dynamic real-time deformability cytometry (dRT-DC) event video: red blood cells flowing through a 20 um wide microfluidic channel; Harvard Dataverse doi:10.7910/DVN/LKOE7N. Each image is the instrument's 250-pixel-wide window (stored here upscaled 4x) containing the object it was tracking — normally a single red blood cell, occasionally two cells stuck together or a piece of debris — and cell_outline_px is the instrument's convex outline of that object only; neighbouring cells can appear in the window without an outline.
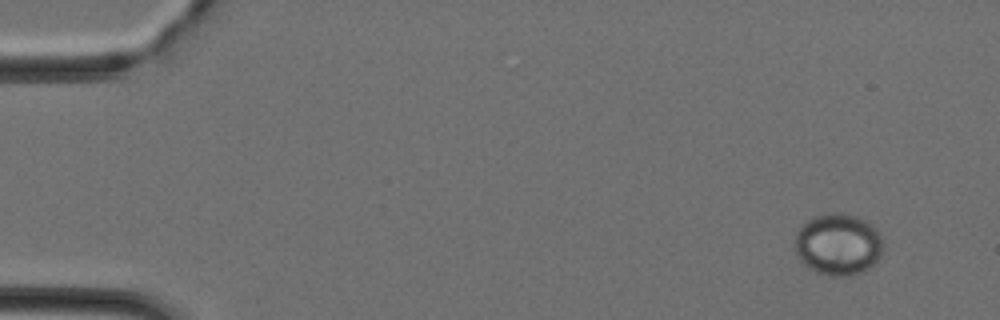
{"species": "Egyptian fruit bat (a non-hibernating species)", "species_latin": "Rousettus aegyptiacus", "temperature_condition": "cold", "stored_images_in_passage": 44, "camera_frame_rate_fps": 3000, "um_per_image_px": 0.085, "animal": {"sex": "female"}, "frame": {"image": 1, "passage_image": 1, "time_ms": 0.0, "image_size_px": [1000, 320], "cell_outline_px": [[884, 248], [880, 256], [864, 272], [848, 276], [828, 276], [816, 272], [804, 264], [800, 260], [792, 244], [796, 232], [812, 216], [828, 212], [840, 212], [860, 216], [868, 220], [880, 232], [884, 244]], "centroid_in_image_um": [71.25, 20.74], "position_along_channel_um": 13.7, "area_um2": 32.6}}
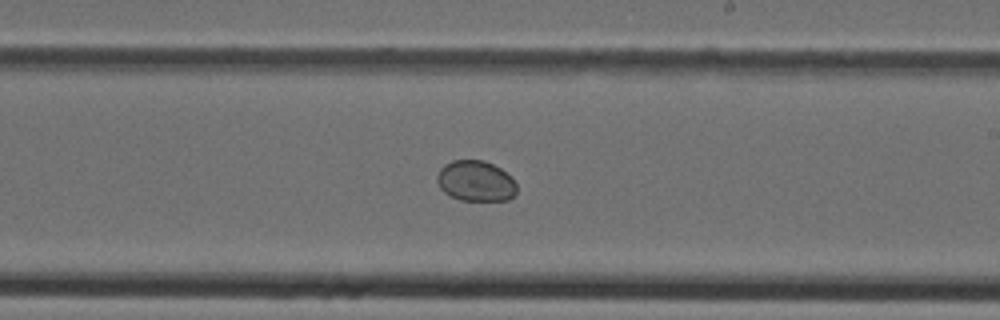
{"frame": {"image": 2, "passage_image": 25, "time_ms": 8.0, "image_size_px": [1000, 320], "cell_outline_px": [[516, 192], [508, 200], [460, 200], [444, 192], [440, 188], [436, 180], [436, 176], [440, 168], [444, 164], [452, 160], [484, 160], [500, 168], [516, 184]], "centroid_in_image_um": [40.39, 15.38], "position_along_channel_um": 248.6, "area_um2": 18.73}}
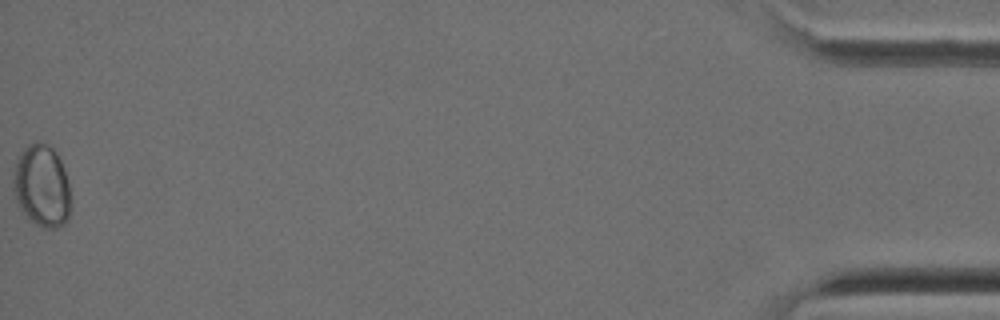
{"frame": {"image": 3, "passage_image": 44, "time_ms": 14.333, "image_size_px": [1000, 320], "cell_outline_px": [[68, 220], [64, 224], [56, 228], [44, 228], [36, 224], [20, 208], [12, 192], [12, 180], [16, 160], [24, 148], [28, 144], [36, 140], [48, 144], [56, 152], [60, 160], [68, 184]], "centroid_in_image_um": [3.51, 15.77], "position_along_channel_um": 431.7, "area_um2": 27.28}}